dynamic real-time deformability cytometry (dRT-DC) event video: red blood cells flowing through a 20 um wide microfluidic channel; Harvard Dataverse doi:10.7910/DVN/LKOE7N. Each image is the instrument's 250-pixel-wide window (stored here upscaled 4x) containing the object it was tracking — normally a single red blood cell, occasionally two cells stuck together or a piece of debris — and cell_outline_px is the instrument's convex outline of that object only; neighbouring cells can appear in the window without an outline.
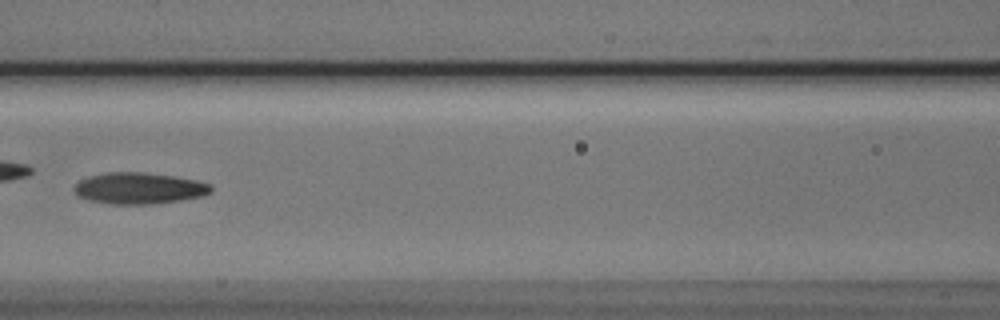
{"species": "Egyptian fruit bat (a non-hibernating species)", "species_latin": "Rousettus aegyptiacus", "temperature_condition": "cold", "stored_images_in_passage": 7, "camera_frame_rate_fps": 3000, "um_per_image_px": 0.085, "animal": {"sex": "male"}, "frame": {"image": 1, "passage_image": 6, "time_ms": 1.667, "image_size_px": [1000, 320], "cell_outline_px": [[212, 192], [204, 196], [180, 200], [152, 204], [108, 204], [76, 196], [72, 188], [80, 180], [88, 176], [108, 172], [144, 172], [176, 176], [196, 180], [208, 184], [212, 188]], "centroid_in_image_um": [11.81, 16.0], "position_along_channel_um": 154.8, "area_um2": 25.14}}
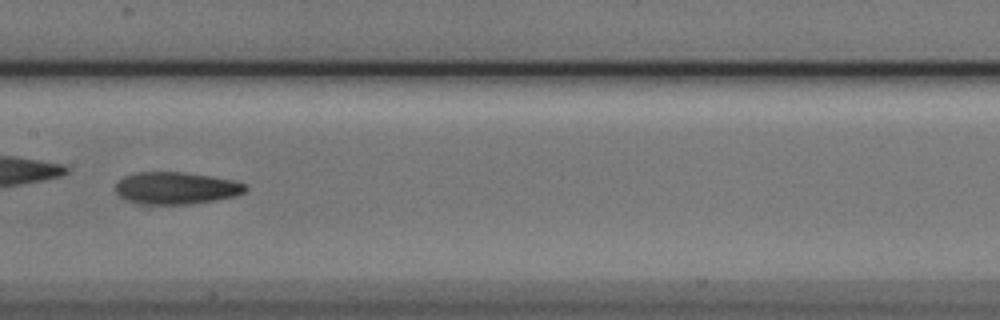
{"frame": {"image": 2, "passage_image": 7, "time_ms": 2.0, "image_size_px": [1000, 320], "cell_outline_px": [[248, 188], [244, 192], [236, 196], [216, 200], [192, 204], [136, 204], [124, 200], [116, 192], [116, 184], [124, 176], [140, 172], [180, 172], [208, 176], [232, 180], [248, 184]], "centroid_in_image_um": [14.97, 16.0], "position_along_channel_um": 192.4, "area_um2": 24.39}}